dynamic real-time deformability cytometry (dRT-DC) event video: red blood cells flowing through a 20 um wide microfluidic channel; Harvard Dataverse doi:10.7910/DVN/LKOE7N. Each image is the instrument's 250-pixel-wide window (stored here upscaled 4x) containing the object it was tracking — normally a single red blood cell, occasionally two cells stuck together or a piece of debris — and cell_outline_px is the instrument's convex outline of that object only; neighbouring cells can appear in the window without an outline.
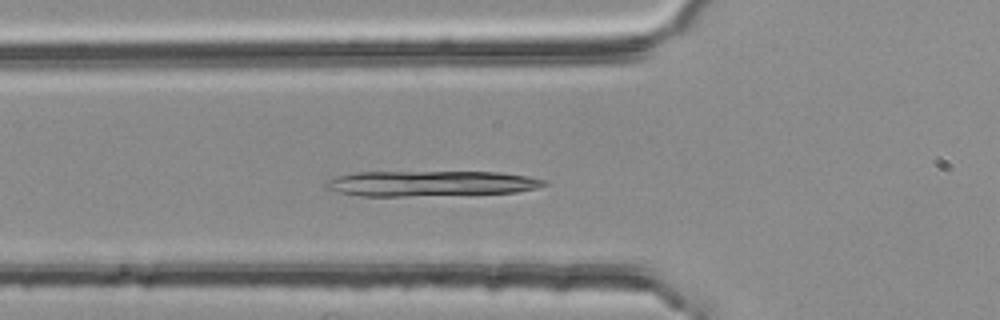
{"species": "common noctule bat (a hibernating species)", "species_latin": "Nyctalus noctula", "temperature_condition": "room temperature", "stored_images_in_passage": 48, "camera_frame_rate_fps": 3000, "um_per_image_px": 0.085, "animal": {"sex": "female", "body_mass_g": 25.1}, "frame": {"image": 1, "passage_image": 16, "time_ms": 5.0, "image_size_px": [1000, 320], "cell_outline_px": [[548, 184], [536, 188], [516, 192], [404, 196], [360, 196], [336, 192], [324, 188], [324, 184], [328, 180], [336, 176], [356, 172], [500, 172], [528, 176], [548, 180]], "centroid_in_image_um": [36.59, 15.59], "position_along_channel_um": 89.2, "area_um2": 32.43}}
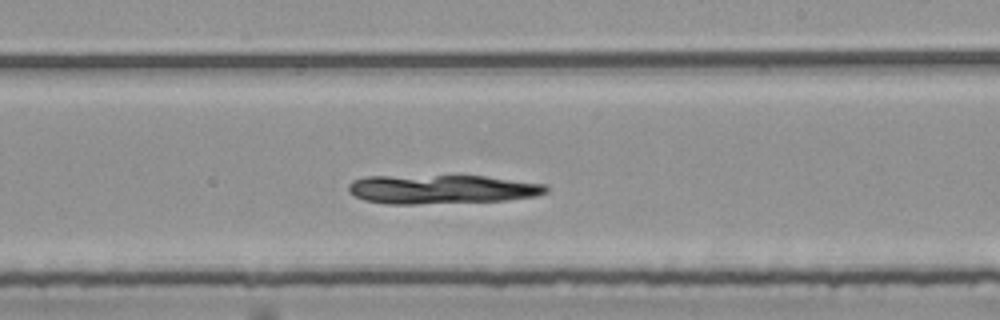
{"frame": {"image": 2, "passage_image": 29, "time_ms": 9.333, "image_size_px": [1000, 320], "cell_outline_px": [[548, 192], [536, 196], [504, 200], [416, 204], [388, 204], [364, 200], [352, 196], [348, 192], [348, 184], [352, 180], [364, 176], [484, 176], [544, 184], [548, 188]], "centroid_in_image_um": [37.46, 16.09], "position_along_channel_um": 251.5, "area_um2": 33.41}}
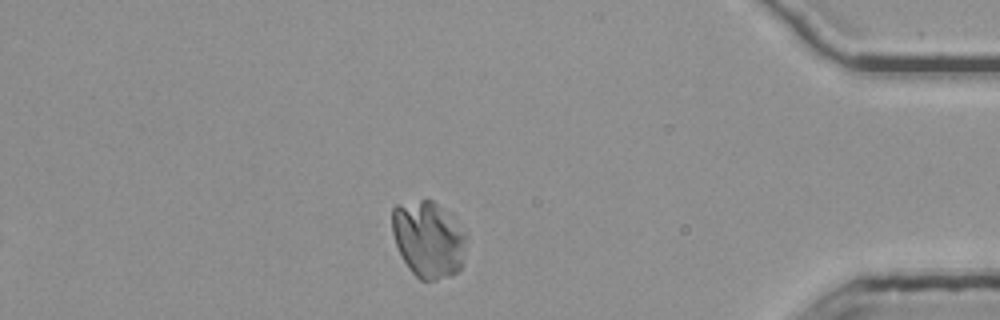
{"frame": {"image": 3, "passage_image": 44, "time_ms": 14.333, "image_size_px": [1000, 320], "cell_outline_px": [[468, 236], [460, 268], [456, 272], [448, 276], [436, 280], [420, 280], [408, 268], [396, 244], [392, 232], [392, 208], [396, 204], [420, 200], [432, 200], [468, 232]], "centroid_in_image_um": [36.41, 20.34], "position_along_channel_um": 398.8, "area_um2": 33.0}}